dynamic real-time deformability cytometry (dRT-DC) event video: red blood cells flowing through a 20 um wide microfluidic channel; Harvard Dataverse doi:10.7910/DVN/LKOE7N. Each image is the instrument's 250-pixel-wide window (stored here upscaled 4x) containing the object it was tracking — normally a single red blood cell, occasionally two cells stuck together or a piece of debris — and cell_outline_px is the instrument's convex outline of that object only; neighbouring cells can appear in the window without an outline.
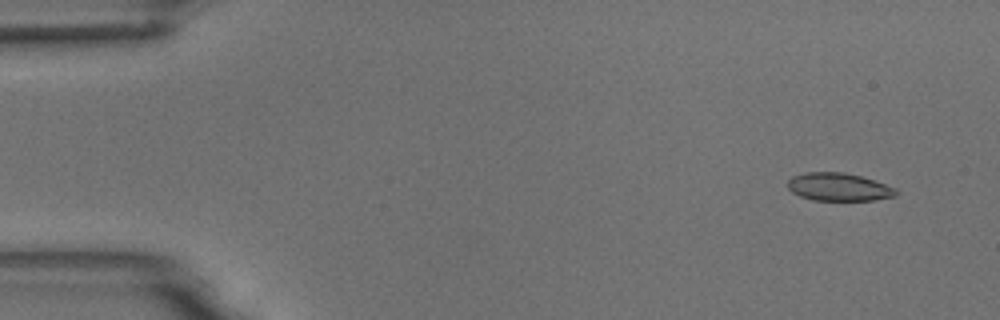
{"species": "common noctule bat (a hibernating species)", "species_latin": "Nyctalus noctula", "temperature_condition": "room temperature", "stored_images_in_passage": 4, "camera_frame_rate_fps": 3000, "um_per_image_px": 0.085, "animal": {"sex": "male", "body_mass_g": 18.8}, "frame": {"image": 1, "passage_image": 1, "time_ms": 0.0, "image_size_px": [1000, 320], "cell_outline_px": [[900, 192], [896, 196], [876, 200], [812, 200], [800, 196], [792, 192], [788, 188], [788, 180], [792, 176], [804, 172], [844, 172], [860, 176], [896, 188]], "centroid_in_image_um": [71.29, 15.89], "position_along_channel_um": 13.7, "area_um2": 17.69}}